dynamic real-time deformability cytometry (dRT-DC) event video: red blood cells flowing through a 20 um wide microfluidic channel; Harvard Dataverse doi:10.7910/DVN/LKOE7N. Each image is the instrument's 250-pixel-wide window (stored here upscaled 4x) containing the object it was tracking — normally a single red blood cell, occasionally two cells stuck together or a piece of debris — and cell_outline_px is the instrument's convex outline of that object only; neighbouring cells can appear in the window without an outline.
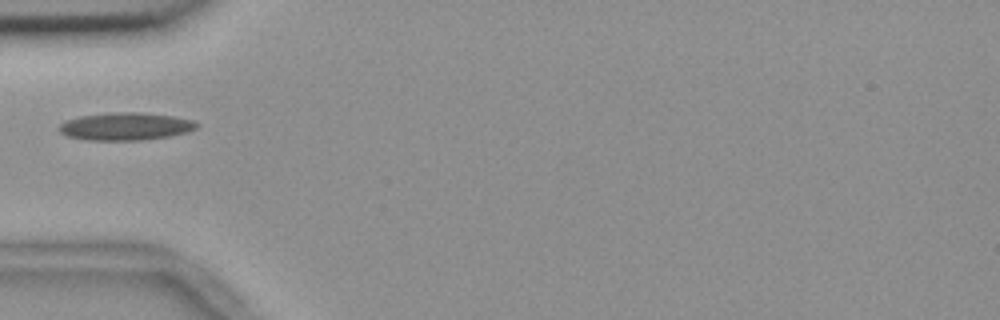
{"species": "common noctule bat (a hibernating species)", "species_latin": "Nyctalus noctula", "temperature_condition": "room temperature", "stored_images_in_passage": 1, "camera_frame_rate_fps": 3000, "um_per_image_px": 0.085, "animal": {"sex": "female", "body_mass_g": 18.4}, "frame": {"image": 1, "passage_image": 1, "time_ms": 0.0, "image_size_px": [1000, 320], "cell_outline_px": [[200, 124], [196, 128], [188, 132], [168, 136], [140, 140], [88, 140], [68, 136], [60, 132], [60, 124], [64, 120], [80, 116], [112, 112], [140, 112], [172, 116], [192, 120]], "centroid_in_image_um": [10.67, 10.73], "position_along_channel_um": 74.3, "area_um2": 22.08}}